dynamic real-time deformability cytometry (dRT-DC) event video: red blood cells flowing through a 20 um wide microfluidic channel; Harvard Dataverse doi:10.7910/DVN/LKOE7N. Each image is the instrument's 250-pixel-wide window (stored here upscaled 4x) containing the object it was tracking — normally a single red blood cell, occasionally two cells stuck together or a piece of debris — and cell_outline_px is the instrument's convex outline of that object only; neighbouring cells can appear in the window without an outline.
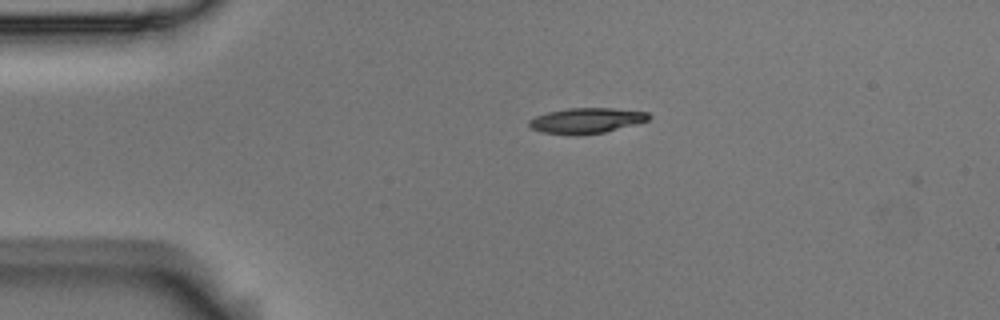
{"species": "Egyptian fruit bat (a non-hibernating species)", "species_latin": "Rousettus aegyptiacus", "temperature_condition": "room temperature", "stored_images_in_passage": 7, "camera_frame_rate_fps": 3000, "um_per_image_px": 0.085, "animal": {"sex": "male"}, "frame": {"image": 1, "passage_image": 3, "time_ms": 0.667, "image_size_px": [1000, 320], "cell_outline_px": [[652, 116], [648, 120], [636, 124], [604, 132], [576, 136], [568, 136], [544, 132], [532, 128], [528, 124], [528, 120], [536, 116], [548, 112], [568, 108], [612, 108], [648, 112]], "centroid_in_image_um": [49.84, 10.26], "position_along_channel_um": 35.2, "area_um2": 17.86}}